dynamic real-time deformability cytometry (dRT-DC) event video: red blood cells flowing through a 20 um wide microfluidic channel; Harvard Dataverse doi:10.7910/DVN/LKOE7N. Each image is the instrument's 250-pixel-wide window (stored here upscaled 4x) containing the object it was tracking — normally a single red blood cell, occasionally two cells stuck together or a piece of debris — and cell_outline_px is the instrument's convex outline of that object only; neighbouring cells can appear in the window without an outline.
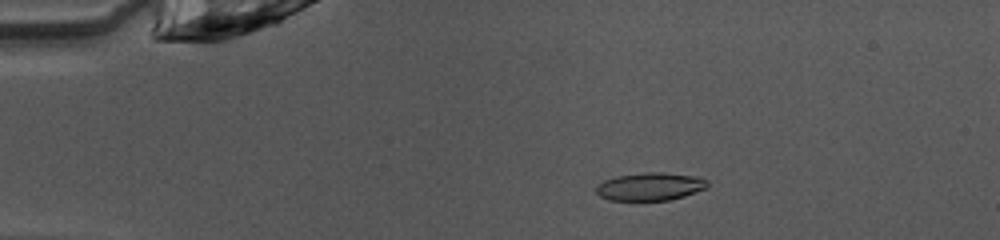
{"species": "common noctule bat (a hibernating species)", "species_latin": "Nyctalus noctula", "temperature_condition": "warm", "stored_images_in_passage": 50, "camera_frame_rate_fps": 3000, "um_per_image_px": 0.085, "animal": {"sex": "female", "body_mass_g": 10.0, "forearm_length_mm": 53.1}, "frame": {"image": 1, "passage_image": 10, "time_ms": 3.0, "image_size_px": [1000, 240], "cell_outline_px": [[708, 188], [684, 196], [668, 200], [608, 200], [600, 196], [596, 192], [596, 184], [604, 180], [616, 176], [644, 172], [660, 172], [692, 176], [708, 180]], "centroid_in_image_um": [55.24, 15.86], "position_along_channel_um": 29.8, "area_um2": 18.09}}
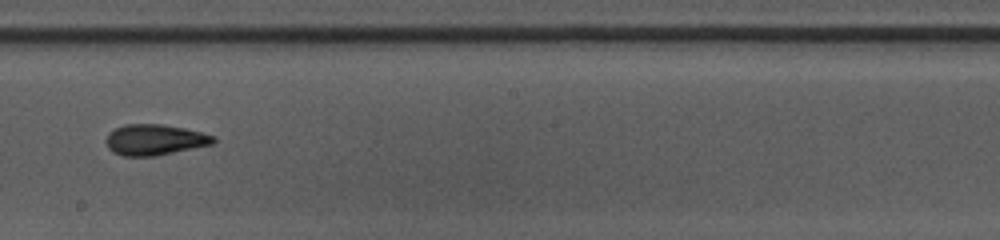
{"frame": {"image": 2, "passage_image": 29, "time_ms": 9.333, "image_size_px": [1000, 240], "cell_outline_px": [[216, 140], [212, 144], [156, 156], [124, 156], [112, 152], [108, 148], [104, 140], [108, 132], [124, 124], [160, 124], [184, 128], [216, 136]], "centroid_in_image_um": [13.11, 11.88], "position_along_channel_um": 235.1, "area_um2": 19.36}}
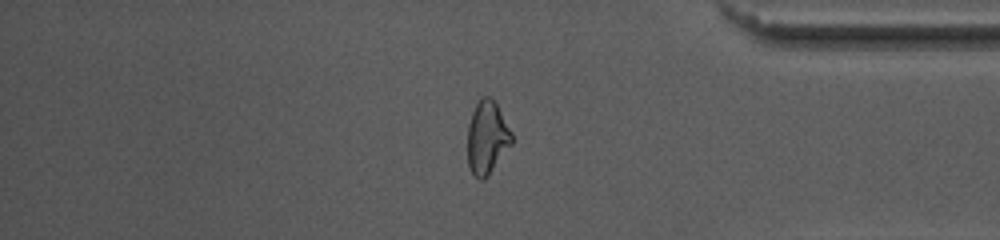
{"frame": {"image": 3, "passage_image": 42, "time_ms": 13.667, "image_size_px": [1000, 240], "cell_outline_px": [[512, 144], [484, 180], [480, 180], [472, 176], [468, 164], [468, 124], [472, 112], [480, 96], [492, 96], [512, 132]], "centroid_in_image_um": [41.39, 11.69], "position_along_channel_um": 393.8, "area_um2": 18.96}, "authors_computed_cell_mechanics": {"area_um2": 18.9873, "velocity_mm_per_s": 4.0718, "shape_relaxation_time_tau1_ms": 6.2482, "shape_relaxation_time_tau2_ms": 1.4255, "deformation_change_tau1": 0.184, "deformation_change_tau2": 0.0864}}